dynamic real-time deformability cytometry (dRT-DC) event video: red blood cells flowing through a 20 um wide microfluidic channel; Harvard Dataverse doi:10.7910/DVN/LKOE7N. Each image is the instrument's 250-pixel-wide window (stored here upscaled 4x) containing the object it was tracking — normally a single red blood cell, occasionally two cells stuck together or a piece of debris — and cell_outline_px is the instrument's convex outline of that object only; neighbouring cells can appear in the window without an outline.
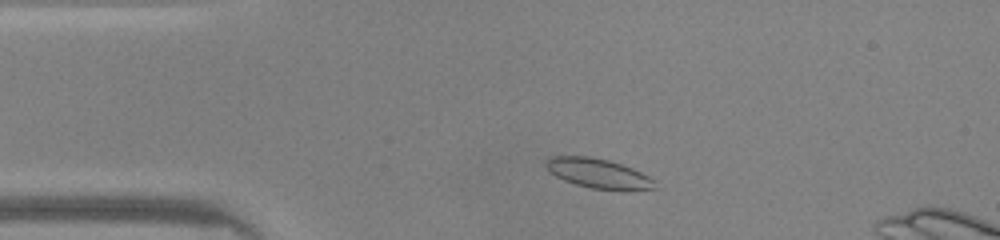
{"species": "common noctule bat (a hibernating species)", "species_latin": "Nyctalus noctula", "temperature_condition": "warm", "stored_images_in_passage": 44, "camera_frame_rate_fps": 3000, "um_per_image_px": 0.085, "animal": {"sex": "male", "body_mass_g": 20.0, "forearm_length_mm": 53.3}, "frame": {"image": 1, "passage_image": 5, "time_ms": 1.333, "image_size_px": [1000, 240], "cell_outline_px": [[656, 188], [592, 188], [576, 184], [564, 180], [556, 176], [544, 164], [544, 160], [548, 156], [588, 156], [608, 160], [632, 168], [656, 180]], "centroid_in_image_um": [50.78, 14.69], "position_along_channel_um": 34.2, "area_um2": 18.15}}
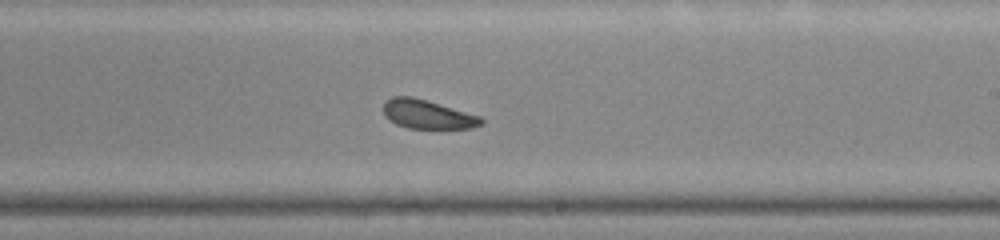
{"frame": {"image": 2, "passage_image": 23, "time_ms": 7.333, "image_size_px": [1000, 240], "cell_outline_px": [[484, 124], [472, 128], [408, 128], [396, 124], [384, 116], [384, 100], [392, 96], [412, 96], [480, 116], [484, 120]], "centroid_in_image_um": [36.32, 9.71], "position_along_channel_um": 252.7, "area_um2": 16.42}}
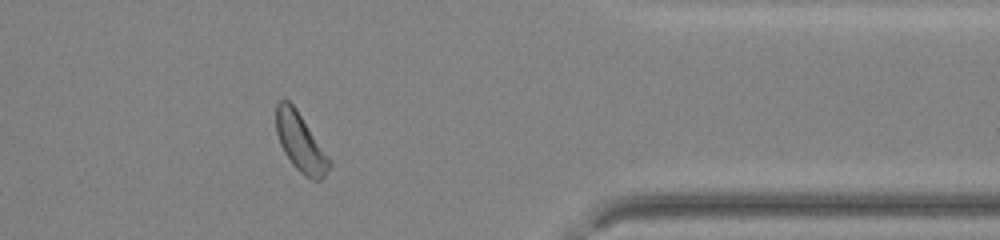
{"frame": {"image": 3, "passage_image": 34, "time_ms": 11.0, "image_size_px": [1000, 240], "cell_outline_px": [[332, 164], [324, 176], [320, 180], [312, 180], [304, 176], [292, 164], [284, 152], [280, 144], [276, 132], [276, 104], [280, 100], [288, 100], [296, 108], [332, 160]], "centroid_in_image_um": [25.55, 12.12], "position_along_channel_um": 385.8, "area_um2": 18.21}, "authors_computed_cell_mechanics": {"area_um2": 18.0914, "velocity_mm_per_s": 4.2184, "shape_relaxation_time_tau1_ms": null, "shape_relaxation_time_tau2_ms": 3.5819, "deformation_change_tau1": null, "deformation_change_tau2": 0.1207}}